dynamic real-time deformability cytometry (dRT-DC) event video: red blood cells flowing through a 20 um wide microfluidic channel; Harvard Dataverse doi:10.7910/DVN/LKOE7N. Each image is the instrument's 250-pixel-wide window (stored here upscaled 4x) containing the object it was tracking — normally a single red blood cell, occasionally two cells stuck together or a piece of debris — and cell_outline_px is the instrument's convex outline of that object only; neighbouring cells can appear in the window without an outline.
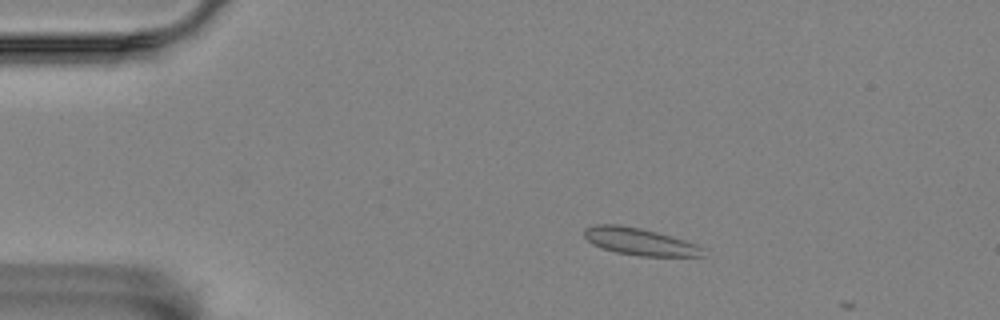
{"species": "Egyptian fruit bat (a non-hibernating species)", "species_latin": "Rousettus aegyptiacus", "temperature_condition": "room temperature", "stored_images_in_passage": 4, "camera_frame_rate_fps": 3000, "um_per_image_px": 0.085, "animal": {"sex": "female"}, "frame": {"image": 1, "passage_image": 3, "time_ms": 2.333, "image_size_px": [1000, 320], "cell_outline_px": [[704, 256], [640, 256], [616, 252], [592, 244], [584, 236], [584, 228], [596, 224], [616, 224], [640, 228], [672, 236], [696, 244], [704, 248]], "centroid_in_image_um": [54.37, 20.53], "position_along_channel_um": 30.6, "area_um2": 18.67}}